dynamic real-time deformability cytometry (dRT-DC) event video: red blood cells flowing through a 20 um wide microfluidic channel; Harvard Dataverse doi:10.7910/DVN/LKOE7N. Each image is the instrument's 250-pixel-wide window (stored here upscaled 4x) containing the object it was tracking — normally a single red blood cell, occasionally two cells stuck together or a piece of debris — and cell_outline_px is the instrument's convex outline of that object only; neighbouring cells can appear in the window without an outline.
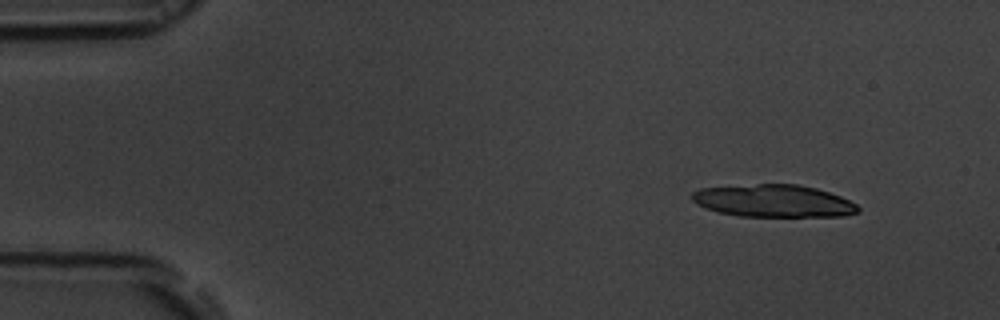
{"species": "common noctule bat (a hibernating species)", "species_latin": "Nyctalus noctula", "temperature_condition": "room temperature", "stored_images_in_passage": 25, "camera_frame_rate_fps": 3000, "um_per_image_px": 0.085, "animal": {"sex": "male", "body_mass_g": 19.5, "forearm_length_mm": 54.6}, "frame": {"image": 1, "passage_image": 5, "time_ms": 1.333, "image_size_px": [1000, 320], "cell_outline_px": [[860, 212], [844, 216], [740, 216], [716, 212], [696, 204], [692, 200], [692, 192], [700, 188], [756, 184], [796, 184], [816, 188], [840, 196], [856, 204], [860, 208]], "centroid_in_image_um": [65.74, 17.08], "position_along_channel_um": 19.3, "area_um2": 31.39}}
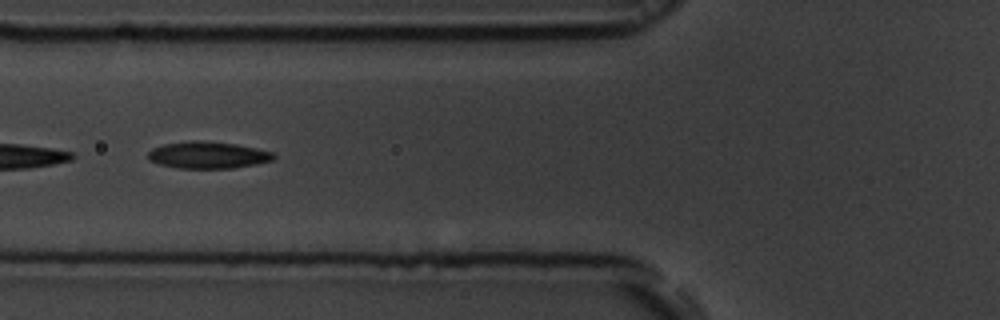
{"frame": {"image": 2, "passage_image": 20, "time_ms": 6.333, "image_size_px": [1000, 320], "cell_outline_px": [[276, 156], [272, 160], [256, 164], [232, 168], [176, 168], [160, 164], [148, 160], [148, 152], [152, 148], [164, 144], [192, 140], [200, 140], [236, 144], [276, 152]], "centroid_in_image_um": [17.68, 13.17], "position_along_channel_um": 108.1, "area_um2": 19.77}}